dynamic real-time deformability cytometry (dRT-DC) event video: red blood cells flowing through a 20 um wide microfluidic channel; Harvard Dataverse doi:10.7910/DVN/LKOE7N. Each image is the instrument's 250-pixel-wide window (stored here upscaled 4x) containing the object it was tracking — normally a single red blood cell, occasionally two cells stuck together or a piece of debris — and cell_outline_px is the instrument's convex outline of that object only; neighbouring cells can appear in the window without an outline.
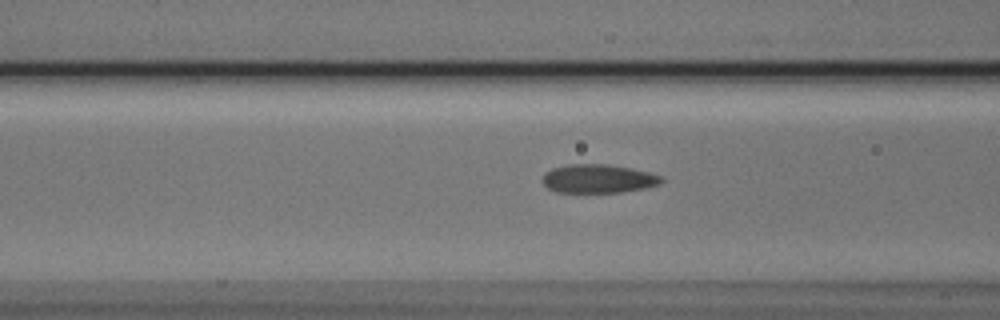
{"species": "Egyptian fruit bat (a non-hibernating species)", "species_latin": "Rousettus aegyptiacus", "temperature_condition": "cold", "stored_images_in_passage": 15, "camera_frame_rate_fps": 3000, "um_per_image_px": 0.085, "animal": {"sex": "male"}, "frame": {"image": 1, "passage_image": 9, "time_ms": 2.667, "image_size_px": [1000, 320], "cell_outline_px": [[664, 180], [660, 184], [644, 188], [620, 192], [556, 192], [548, 188], [540, 180], [544, 172], [552, 168], [568, 164], [608, 164], [632, 168], [648, 172], [660, 176]], "centroid_in_image_um": [50.8, 15.18], "position_along_channel_um": 115.8, "area_um2": 19.94}}
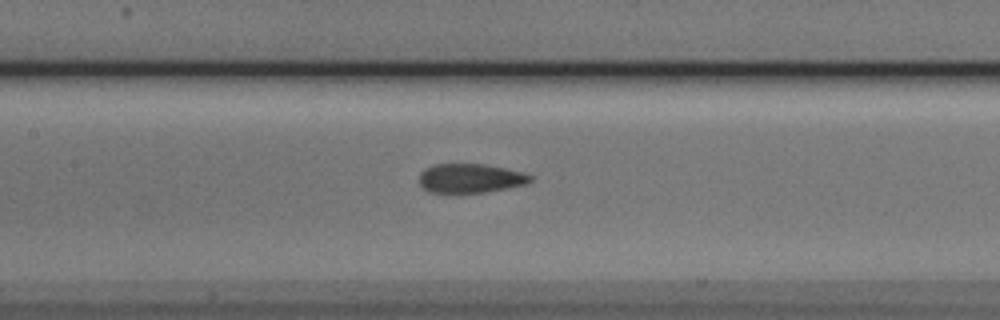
{"frame": {"image": 2, "passage_image": 13, "time_ms": 4.0, "image_size_px": [1000, 320], "cell_outline_px": [[532, 180], [524, 184], [508, 188], [484, 192], [456, 196], [428, 192], [420, 184], [420, 172], [424, 168], [436, 164], [484, 164], [524, 172], [532, 176]], "centroid_in_image_um": [39.92, 15.2], "position_along_channel_um": 167.5, "area_um2": 19.54}}